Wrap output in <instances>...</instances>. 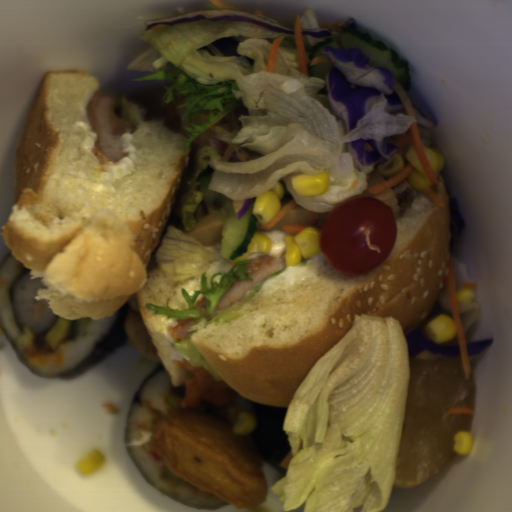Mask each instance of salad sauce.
<instances>
[{"instance_id": "11859cd6", "label": "salad sauce", "mask_w": 512, "mask_h": 512, "mask_svg": "<svg viewBox=\"0 0 512 512\" xmlns=\"http://www.w3.org/2000/svg\"><path fill=\"white\" fill-rule=\"evenodd\" d=\"M93 98V91L87 90L80 103V111L83 121H78L75 127L83 128L85 135L82 142L83 149L92 157L99 166L103 169L100 172V179L97 184V189L104 191H111L115 193L114 182L129 176L136 172L137 169V150L134 146V137L128 130L126 133L121 134L118 141L122 151L128 155L115 164H105L99 160L94 151L96 150V143L99 139L96 132L92 130L87 109Z\"/></svg>"}, {"instance_id": "1d5fafd9", "label": "salad sauce", "mask_w": 512, "mask_h": 512, "mask_svg": "<svg viewBox=\"0 0 512 512\" xmlns=\"http://www.w3.org/2000/svg\"><path fill=\"white\" fill-rule=\"evenodd\" d=\"M311 270L308 263L289 266L278 275L268 278L261 285V290L266 294L284 287L293 286L301 279L309 276Z\"/></svg>"}]
</instances>
